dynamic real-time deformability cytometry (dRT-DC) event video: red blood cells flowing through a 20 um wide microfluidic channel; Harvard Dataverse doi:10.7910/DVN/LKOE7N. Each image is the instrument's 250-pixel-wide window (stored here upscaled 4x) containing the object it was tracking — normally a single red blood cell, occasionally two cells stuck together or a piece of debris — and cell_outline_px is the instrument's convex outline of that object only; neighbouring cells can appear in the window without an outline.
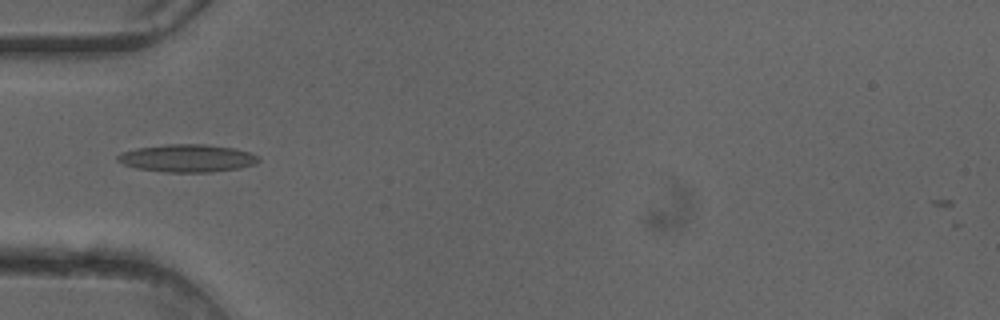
{"species": "common noctule bat (a hibernating species)", "species_latin": "Nyctalus noctula", "temperature_condition": "cold", "stored_images_in_passage": 35, "camera_frame_rate_fps": 3000, "um_per_image_px": 0.085, "animal": {"sex": "female"}, "frame": {"image": 1, "passage_image": 1, "time_ms": 0.0, "image_size_px": [1000, 320], "cell_outline_px": [[260, 160], [256, 164], [240, 168], [212, 172], [164, 172], [136, 168], [124, 164], [116, 160], [116, 156], [120, 152], [136, 148], [164, 144], [204, 144], [232, 148], [248, 152], [260, 156]], "centroid_in_image_um": [15.9, 13.45], "position_along_channel_um": 69.1, "area_um2": 22.89}}
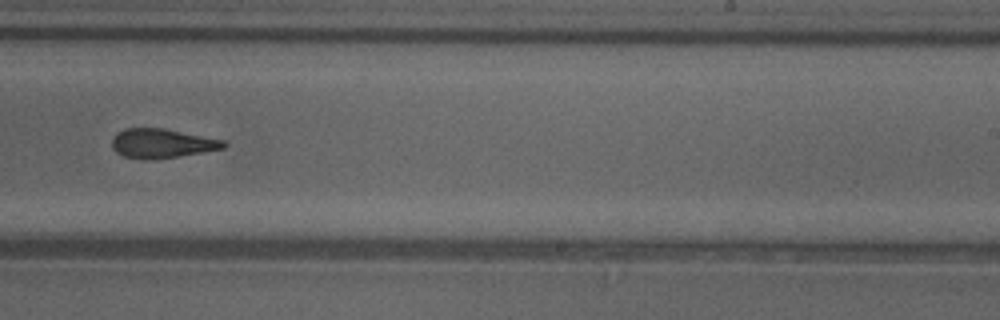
{"frame": {"image": 2, "passage_image": 16, "time_ms": 5.0, "image_size_px": [1000, 320], "cell_outline_px": [[228, 144], [224, 148], [204, 152], [152, 160], [144, 160], [124, 156], [116, 152], [112, 148], [112, 136], [116, 132], [124, 128], [164, 128], [224, 140]], "centroid_in_image_um": [13.73, 12.18], "position_along_channel_um": 275.3, "area_um2": 19.25}}
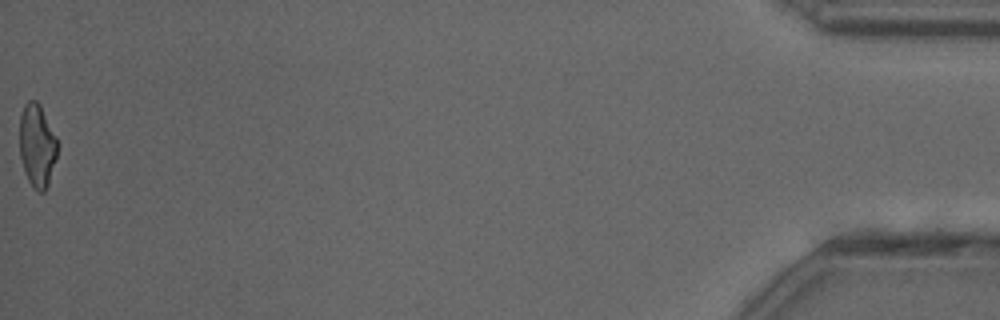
{"frame": {"image": 3, "passage_image": 35, "time_ms": 11.333, "image_size_px": [1000, 320], "cell_outline_px": [[56, 156], [48, 184], [44, 192], [40, 192], [32, 188], [24, 172], [20, 156], [20, 116], [24, 104], [28, 100], [36, 100], [40, 104], [56, 136]], "centroid_in_image_um": [3.13, 12.36], "position_along_channel_um": 432.1, "area_um2": 18.21}, "authors_computed_cell_mechanics": {"area_um2": 19.5364, "velocity_mm_per_s": 4.1085, "shape_relaxation_time_tau1_ms": 7.4076, "shape_relaxation_time_tau2_ms": 2.143, "deformation_change_tau1": 0.1956, "deformation_change_tau2": 0.1176}}